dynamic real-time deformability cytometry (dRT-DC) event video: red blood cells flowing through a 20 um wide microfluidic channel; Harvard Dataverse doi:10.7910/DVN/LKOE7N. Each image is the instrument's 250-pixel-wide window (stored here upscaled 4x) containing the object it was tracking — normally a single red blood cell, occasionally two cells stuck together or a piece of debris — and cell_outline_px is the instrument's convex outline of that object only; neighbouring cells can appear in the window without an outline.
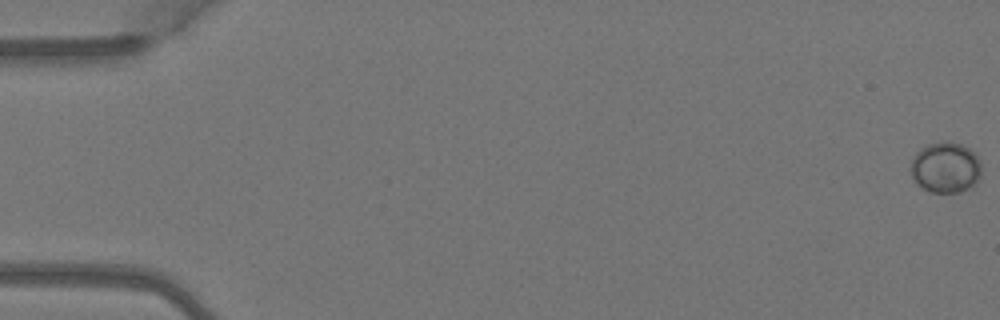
{"species": "Egyptian fruit bat (a non-hibernating species)", "species_latin": "Rousettus aegyptiacus", "temperature_condition": "warm", "stored_images_in_passage": 4, "camera_frame_rate_fps": 3000, "um_per_image_px": 0.085, "animal": {"sex": "female"}, "frame": {"image": 1, "passage_image": 1, "time_ms": 0.0, "image_size_px": [1000, 320], "cell_outline_px": [[980, 176], [968, 188], [956, 192], [932, 192], [924, 188], [912, 176], [908, 168], [912, 156], [920, 148], [928, 144], [964, 144], [980, 160]], "centroid_in_image_um": [80.32, 14.24], "position_along_channel_um": 4.7, "area_um2": 20.35}}
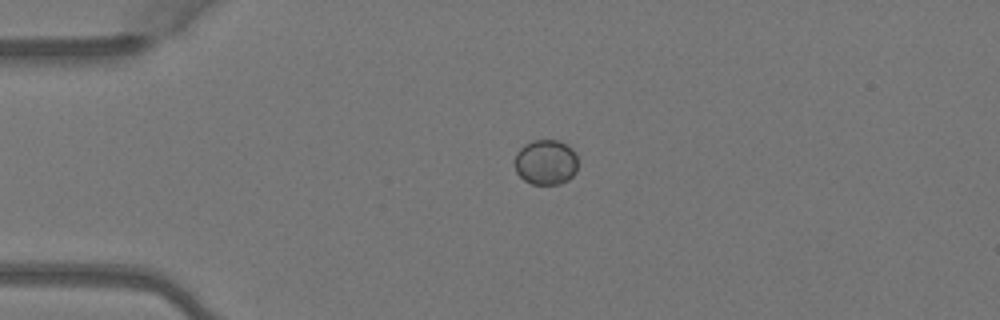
{"frame": {"image": 2, "passage_image": 4, "time_ms": 1.0, "image_size_px": [1000, 320], "cell_outline_px": [[576, 172], [568, 180], [560, 184], [532, 184], [524, 180], [516, 172], [512, 164], [512, 160], [516, 152], [524, 144], [532, 140], [556, 140], [572, 148], [576, 152]], "centroid_in_image_um": [46.34, 13.79], "position_along_channel_um": 38.7, "area_um2": 16.94}}